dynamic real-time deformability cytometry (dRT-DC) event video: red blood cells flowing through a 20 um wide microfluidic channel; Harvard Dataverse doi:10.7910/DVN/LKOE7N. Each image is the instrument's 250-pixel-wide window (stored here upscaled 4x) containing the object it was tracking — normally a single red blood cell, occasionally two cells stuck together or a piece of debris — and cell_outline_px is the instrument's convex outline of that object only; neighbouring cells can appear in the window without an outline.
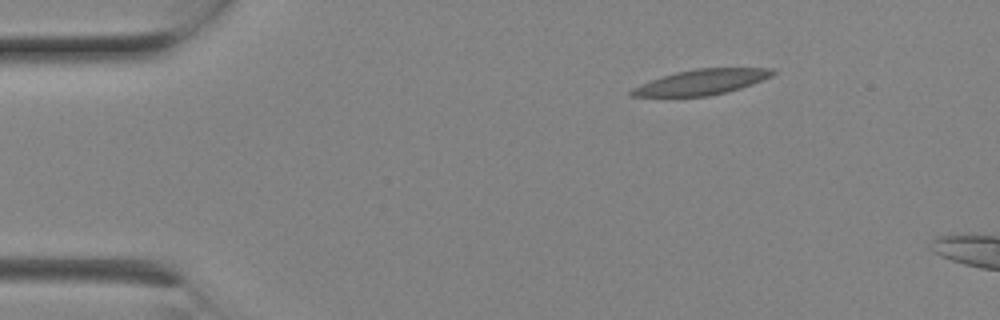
{"species": "Egyptian fruit bat (a non-hibernating species)", "species_latin": "Rousettus aegyptiacus", "temperature_condition": "room temperature", "stored_images_in_passage": 3, "camera_frame_rate_fps": 3000, "um_per_image_px": 0.085, "animal": {"sex": "female"}, "frame": {"image": 1, "passage_image": 1, "time_ms": 0.0, "image_size_px": [1000, 320], "cell_outline_px": [[776, 72], [772, 76], [752, 84], [740, 88], [708, 96], [628, 96], [628, 92], [632, 88], [640, 84], [676, 72], [696, 68], [772, 68]], "centroid_in_image_um": [59.63, 6.97], "position_along_channel_um": 25.4, "area_um2": 20.58}}